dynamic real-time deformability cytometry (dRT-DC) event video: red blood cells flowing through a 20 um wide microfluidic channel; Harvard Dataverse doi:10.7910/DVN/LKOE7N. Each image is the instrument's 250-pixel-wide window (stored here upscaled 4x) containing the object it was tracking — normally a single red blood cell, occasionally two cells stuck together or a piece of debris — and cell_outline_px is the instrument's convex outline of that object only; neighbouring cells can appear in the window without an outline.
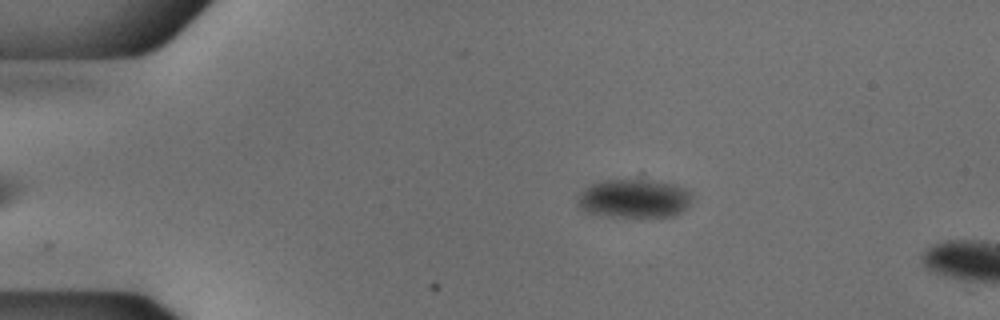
{"species": "common noctule bat (a hibernating species)", "species_latin": "Nyctalus noctula", "temperature_condition": "cold", "stored_images_in_passage": 7, "camera_frame_rate_fps": 3000, "um_per_image_px": 0.085, "animal": {"sex": "male", "body_mass_g": 18.8}, "frame": {"image": 1, "passage_image": 3, "time_ms": 0.667, "image_size_px": [1000, 320], "cell_outline_px": [[692, 200], [680, 212], [672, 216], [604, 216], [588, 212], [580, 208], [576, 204], [576, 200], [584, 188], [588, 184], [604, 180], [656, 180], [676, 184], [688, 188], [692, 192]], "centroid_in_image_um": [53.9, 16.85], "position_along_channel_um": 31.1, "area_um2": 26.01}}